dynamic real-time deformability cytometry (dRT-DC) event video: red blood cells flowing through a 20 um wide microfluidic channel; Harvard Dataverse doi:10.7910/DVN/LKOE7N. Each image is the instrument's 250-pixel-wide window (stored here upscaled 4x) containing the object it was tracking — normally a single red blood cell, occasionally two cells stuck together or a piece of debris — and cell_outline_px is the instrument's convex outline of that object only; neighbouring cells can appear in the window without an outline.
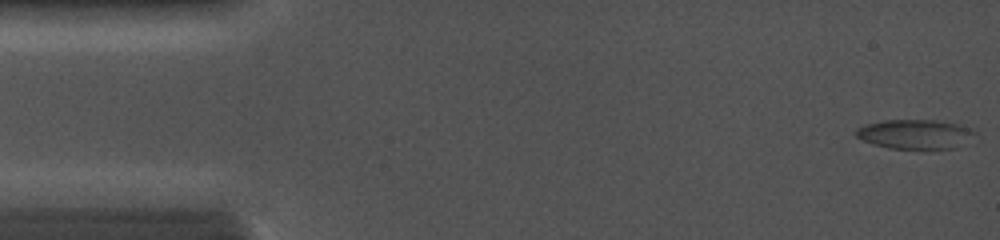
{"species": "common noctule bat (a hibernating species)", "species_latin": "Nyctalus noctula", "temperature_condition": "cold", "stored_images_in_passage": 26, "camera_frame_rate_fps": 5000, "um_per_image_px": 0.085, "animal": {"sex": "female", "body_mass_g": 19.0, "forearm_length_mm": 56.7}, "frame": {"image": 1, "passage_image": 1, "time_ms": 0.0, "image_size_px": [1000, 240], "cell_outline_px": [[976, 132], [956, 148], [888, 148], [864, 140], [856, 136], [856, 128], [868, 124], [884, 120], [936, 120], [956, 124], [968, 128]], "centroid_in_image_um": [77.74, 11.39], "position_along_channel_um": 7.3, "area_um2": 19.71}}
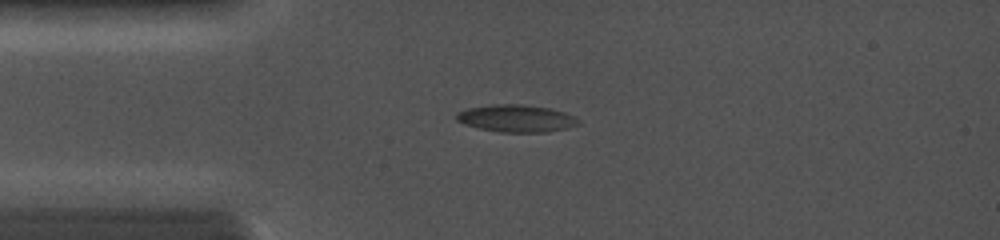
{"frame": {"image": 2, "passage_image": 18, "time_ms": 3.4, "image_size_px": [1000, 240], "cell_outline_px": [[580, 124], [568, 128], [544, 132], [500, 132], [480, 128], [464, 124], [456, 120], [456, 112], [468, 108], [492, 104], [524, 104], [548, 108], [564, 112], [576, 116], [580, 120]], "centroid_in_image_um": [43.9, 10.06], "position_along_channel_um": 41.1, "area_um2": 19.48}}
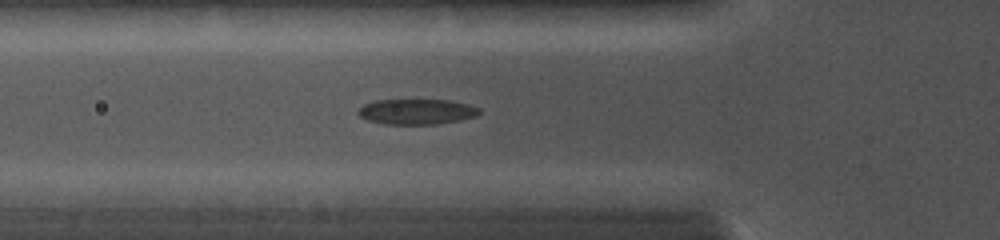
{"frame": {"image": 3, "passage_image": 26, "time_ms": 5.0, "image_size_px": [1000, 240], "cell_outline_px": [[480, 112], [476, 116], [460, 120], [436, 124], [384, 124], [368, 120], [360, 116], [356, 112], [356, 108], [364, 104], [376, 100], [452, 100], [468, 104], [480, 108]], "centroid_in_image_um": [35.39, 9.49], "position_along_channel_um": 90.4, "area_um2": 18.03}}